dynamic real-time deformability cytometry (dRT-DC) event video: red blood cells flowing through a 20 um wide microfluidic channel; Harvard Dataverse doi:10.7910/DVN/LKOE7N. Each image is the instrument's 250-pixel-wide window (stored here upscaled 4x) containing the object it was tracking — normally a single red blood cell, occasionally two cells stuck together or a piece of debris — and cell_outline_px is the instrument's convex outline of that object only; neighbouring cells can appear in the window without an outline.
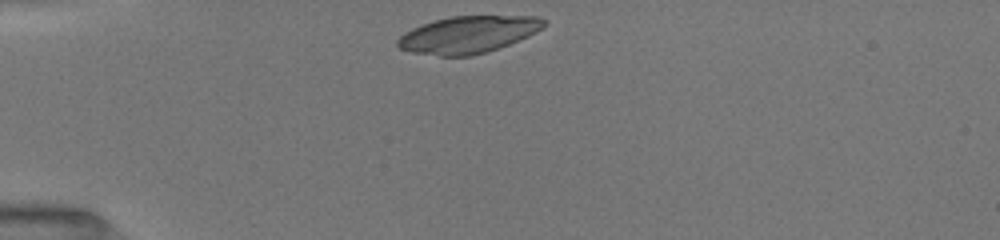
{"species": "common noctule bat (a hibernating species)", "species_latin": "Nyctalus noctula", "temperature_condition": "room temperature", "stored_images_in_passage": 38, "camera_frame_rate_fps": 3000, "um_per_image_px": 0.085, "animal": {"sex": "female", "body_mass_g": 19.5, "forearm_length_mm": 54.1}, "frame": {"image": 1, "passage_image": 1, "time_ms": 0.0, "image_size_px": [1000, 240], "cell_outline_px": [[548, 24], [544, 28], [528, 36], [508, 44], [472, 56], [440, 56], [412, 52], [400, 48], [396, 44], [396, 40], [404, 32], [412, 28], [436, 20], [452, 16], [540, 16], [548, 20]], "centroid_in_image_um": [39.83, 2.93], "position_along_channel_um": 45.2, "area_um2": 31.5}}
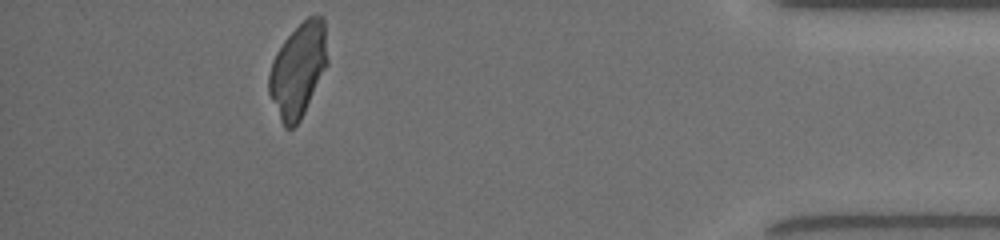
{"frame": {"image": 2, "passage_image": 34, "time_ms": 11.0, "image_size_px": [1000, 240], "cell_outline_px": [[328, 64], [300, 120], [292, 128], [284, 128], [280, 120], [268, 92], [268, 76], [272, 60], [276, 52], [284, 40], [308, 16], [324, 16], [328, 60]], "centroid_in_image_um": [25.34, 5.94], "position_along_channel_um": 409.9, "area_um2": 31.91}}